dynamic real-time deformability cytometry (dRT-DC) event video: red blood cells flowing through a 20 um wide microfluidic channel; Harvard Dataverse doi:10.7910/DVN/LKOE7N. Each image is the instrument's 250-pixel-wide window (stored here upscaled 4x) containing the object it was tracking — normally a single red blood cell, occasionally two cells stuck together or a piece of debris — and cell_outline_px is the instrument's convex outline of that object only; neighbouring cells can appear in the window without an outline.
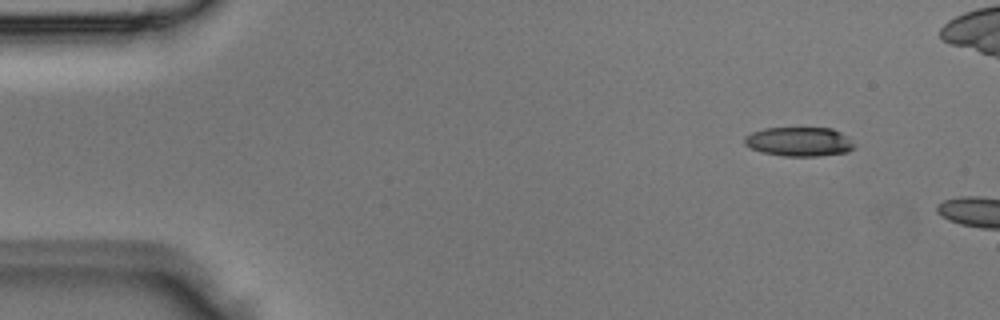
{"species": "Egyptian fruit bat (a non-hibernating species)", "species_latin": "Rousettus aegyptiacus", "temperature_condition": "room temperature", "stored_images_in_passage": 2, "camera_frame_rate_fps": 3000, "um_per_image_px": 0.085, "animal": {"sex": "male"}, "frame": {"image": 1, "passage_image": 1, "time_ms": 0.0, "image_size_px": [1000, 320], "cell_outline_px": [[856, 148], [848, 152], [820, 156], [784, 156], [764, 152], [752, 148], [744, 144], [744, 136], [752, 132], [764, 128], [832, 128], [848, 136]], "centroid_in_image_um": [67.96, 12.04], "position_along_channel_um": 17.0, "area_um2": 18.73}}